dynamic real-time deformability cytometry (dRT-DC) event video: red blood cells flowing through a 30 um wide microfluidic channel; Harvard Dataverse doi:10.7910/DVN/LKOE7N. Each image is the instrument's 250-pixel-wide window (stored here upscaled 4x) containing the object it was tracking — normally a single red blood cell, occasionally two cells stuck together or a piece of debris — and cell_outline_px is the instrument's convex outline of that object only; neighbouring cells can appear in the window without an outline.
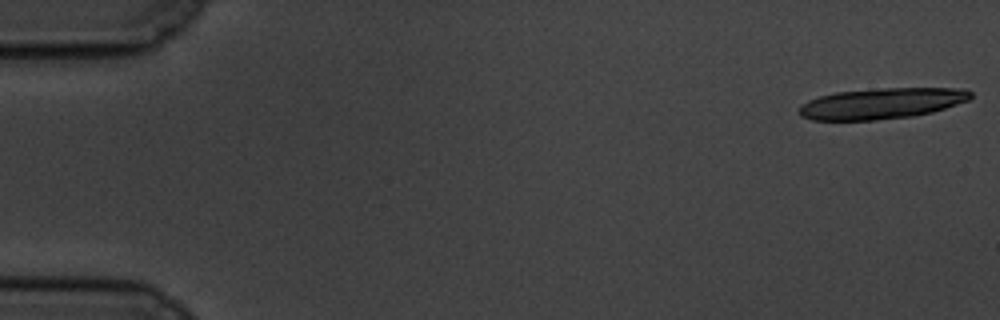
{"species": "common noctule bat (a hibernating species)", "species_latin": "Nyctalus noctula", "temperature_condition": "cold", "stored_images_in_passage": 20, "camera_frame_rate_fps": 3000, "um_per_image_px": 0.085, "animal": {"sex": "male", "body_mass_g": 19.5, "forearm_length_mm": 54.6}, "frame": {"image": 1, "passage_image": 1, "time_ms": 0.0, "image_size_px": [1000, 320], "cell_outline_px": [[972, 96], [968, 100], [932, 112], [912, 116], [876, 120], [812, 120], [800, 116], [800, 108], [808, 100], [820, 96], [836, 92], [884, 88], [964, 88], [972, 92]], "centroid_in_image_um": [74.96, 8.79], "position_along_channel_um": 10.0, "area_um2": 30.63}}